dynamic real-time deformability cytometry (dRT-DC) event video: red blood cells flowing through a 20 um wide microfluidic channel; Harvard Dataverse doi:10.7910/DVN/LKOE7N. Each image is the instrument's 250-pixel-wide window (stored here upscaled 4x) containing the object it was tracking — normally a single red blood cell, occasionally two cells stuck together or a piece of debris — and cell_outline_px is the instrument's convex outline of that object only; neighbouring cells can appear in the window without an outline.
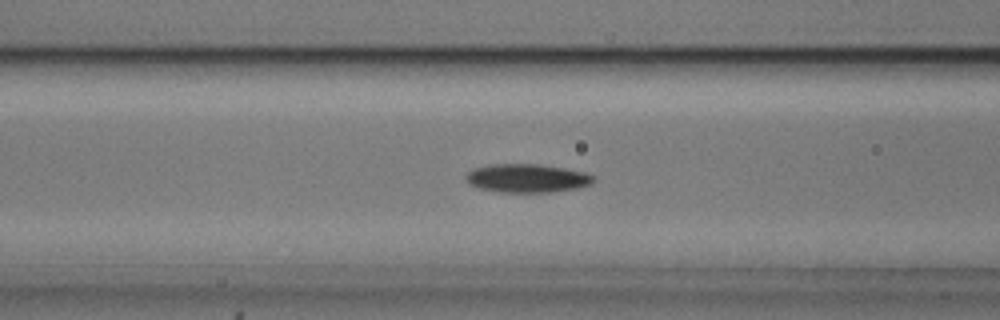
{"species": "common noctule bat (a hibernating species)", "species_latin": "Nyctalus noctula", "temperature_condition": "cold", "stored_images_in_passage": 53, "camera_frame_rate_fps": 3000, "um_per_image_px": 0.085, "animal": {"sex": "male", "body_mass_g": 20.5, "forearm_length_mm": 52.5}, "frame": {"image": 1, "passage_image": 20, "time_ms": 6.333, "image_size_px": [1000, 320], "cell_outline_px": [[596, 180], [592, 184], [576, 188], [552, 192], [500, 192], [480, 188], [468, 184], [464, 180], [464, 176], [472, 168], [492, 164], [540, 164], [564, 168], [584, 172], [596, 176]], "centroid_in_image_um": [44.79, 15.14], "position_along_channel_um": 121.8, "area_um2": 21.44}}
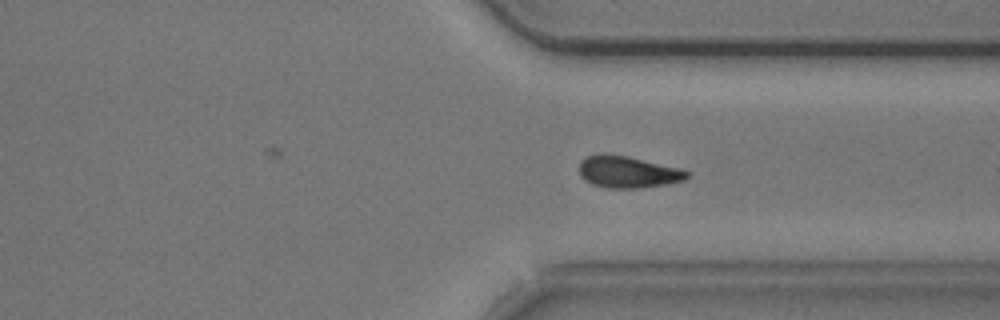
{"frame": {"image": 2, "passage_image": 39, "time_ms": 12.667, "image_size_px": [1000, 320], "cell_outline_px": [[692, 176], [684, 180], [668, 184], [640, 188], [608, 188], [592, 184], [584, 180], [580, 176], [580, 160], [596, 152], [600, 152], [628, 156], [680, 168], [692, 172]], "centroid_in_image_um": [53.39, 14.6], "position_along_channel_um": 358.0, "area_um2": 20.4}}
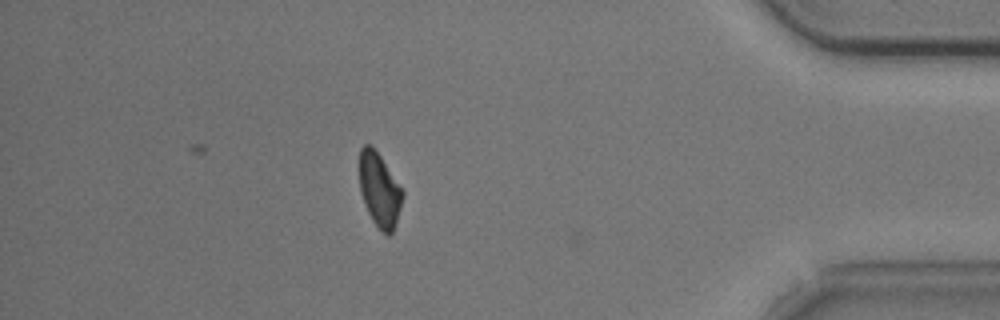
{"frame": {"image": 3, "passage_image": 46, "time_ms": 15.0, "image_size_px": [1000, 320], "cell_outline_px": [[404, 196], [396, 224], [392, 232], [388, 236], [372, 220], [364, 204], [360, 188], [360, 148], [364, 144], [372, 144], [404, 192]], "centroid_in_image_um": [32.26, 16.13], "position_along_channel_um": 402.9, "area_um2": 18.38}, "authors_computed_cell_mechanics": {"area_um2": 19.941, "velocity_mm_per_s": 3.7295, "shape_relaxation_time_tau1_ms": 2.9149, "shape_relaxation_time_tau2_ms": null, "deformation_change_tau1": 0.1004, "deformation_change_tau2": null}}